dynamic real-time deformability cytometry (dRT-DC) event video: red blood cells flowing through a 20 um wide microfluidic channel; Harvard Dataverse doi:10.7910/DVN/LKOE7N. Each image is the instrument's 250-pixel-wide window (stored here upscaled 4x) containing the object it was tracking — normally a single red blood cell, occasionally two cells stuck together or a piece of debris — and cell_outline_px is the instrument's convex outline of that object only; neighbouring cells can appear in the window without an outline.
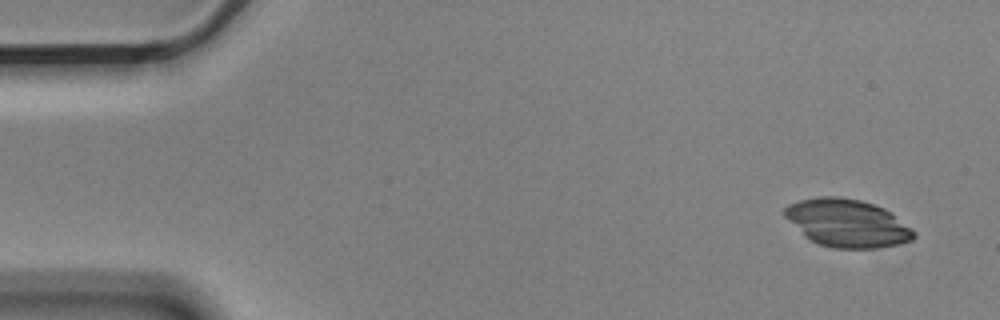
{"species": "Egyptian fruit bat (a non-hibernating species)", "species_latin": "Rousettus aegyptiacus", "temperature_condition": "cold", "stored_images_in_passage": 7, "camera_frame_rate_fps": 3000, "um_per_image_px": 0.085, "animal": {"sex": "male"}, "frame": {"image": 1, "passage_image": 1, "time_ms": 0.0, "image_size_px": [1000, 320], "cell_outline_px": [[916, 236], [912, 240], [896, 244], [876, 248], [832, 248], [820, 244], [804, 236], [784, 216], [784, 208], [788, 204], [800, 200], [820, 196], [840, 196], [860, 200], [884, 208], [892, 212], [912, 228], [916, 232]], "centroid_in_image_um": [72.02, 18.95], "position_along_channel_um": 13.0, "area_um2": 36.01}}